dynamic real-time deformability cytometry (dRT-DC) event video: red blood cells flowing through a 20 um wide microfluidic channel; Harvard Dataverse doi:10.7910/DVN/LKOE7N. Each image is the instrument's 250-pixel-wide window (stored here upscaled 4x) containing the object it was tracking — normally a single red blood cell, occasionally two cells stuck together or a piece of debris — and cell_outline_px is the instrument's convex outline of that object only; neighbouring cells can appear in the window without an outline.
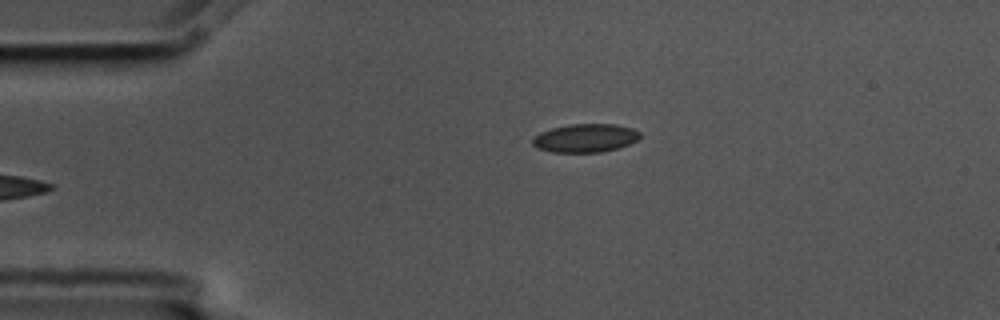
{"species": "common noctule bat (a hibernating species)", "species_latin": "Nyctalus noctula", "temperature_condition": "cold", "stored_images_in_passage": 5, "camera_frame_rate_fps": 3000, "um_per_image_px": 0.085, "animal": {"sex": "male", "body_mass_g": 17.5, "forearm_length_mm": 52.3}, "frame": {"image": 1, "passage_image": 5, "time_ms": 1.333, "image_size_px": [1000, 320], "cell_outline_px": [[640, 136], [636, 140], [628, 144], [616, 148], [600, 152], [552, 152], [536, 148], [532, 144], [532, 140], [540, 132], [552, 128], [568, 124], [616, 124], [632, 128], [640, 132]], "centroid_in_image_um": [49.73, 11.73], "position_along_channel_um": 35.3, "area_um2": 17.69}}